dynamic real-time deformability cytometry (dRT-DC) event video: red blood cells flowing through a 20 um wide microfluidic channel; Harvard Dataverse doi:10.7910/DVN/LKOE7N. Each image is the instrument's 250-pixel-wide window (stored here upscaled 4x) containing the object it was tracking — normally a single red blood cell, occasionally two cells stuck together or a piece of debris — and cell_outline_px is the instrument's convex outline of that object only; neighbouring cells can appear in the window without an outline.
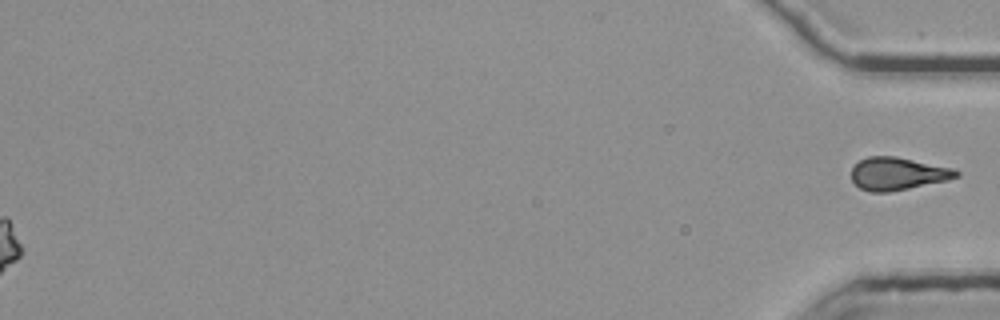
{"species": "common noctule bat (a hibernating species)", "species_latin": "Nyctalus noctula", "temperature_condition": "room temperature", "stored_images_in_passage": 39, "segment_of_instrument_passage": [2, 2], "camera_frame_rate_fps": 3000, "um_per_image_px": 0.085, "animal": {"sex": "female", "body_mass_g": 25.1}, "frame": {"image": 1, "passage_image": 39, "time_ms": 12.667, "image_size_px": [1000, 320], "cell_outline_px": [[960, 176], [944, 180], [908, 188], [888, 192], [868, 192], [860, 188], [852, 180], [852, 168], [860, 160], [868, 156], [896, 156], [956, 168], [960, 172]], "centroid_in_image_um": [76.31, 14.75], "position_along_channel_um": 358.9, "area_um2": 19.94}}